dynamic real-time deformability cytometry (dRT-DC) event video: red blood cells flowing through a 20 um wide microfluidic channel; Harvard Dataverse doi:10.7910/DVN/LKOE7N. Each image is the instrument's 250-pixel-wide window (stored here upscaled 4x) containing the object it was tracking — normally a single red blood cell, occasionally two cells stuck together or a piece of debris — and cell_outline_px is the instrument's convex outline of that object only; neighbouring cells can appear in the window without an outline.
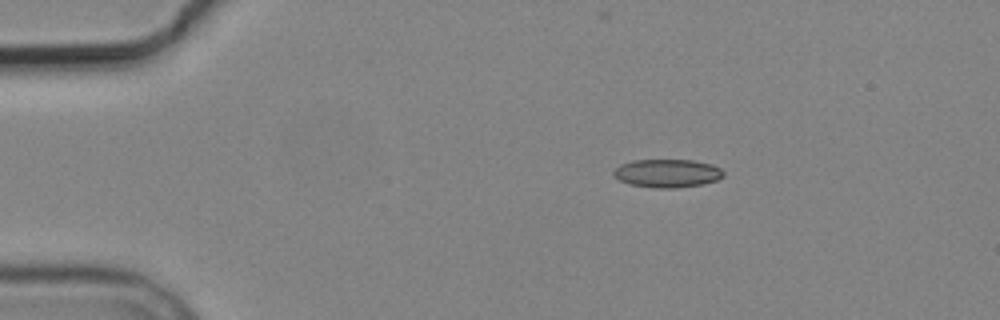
{"species": "common noctule bat (a hibernating species)", "species_latin": "Nyctalus noctula", "temperature_condition": "cold", "stored_images_in_passage": 3, "camera_frame_rate_fps": 3000, "um_per_image_px": 0.085, "animal": {"sex": "male", "body_mass_g": 19.2, "forearm_length_mm": 51.8}, "frame": {"image": 1, "passage_image": 1, "time_ms": 0.0, "image_size_px": [1000, 320], "cell_outline_px": [[724, 176], [716, 180], [704, 184], [676, 188], [652, 188], [628, 184], [612, 176], [612, 172], [620, 164], [632, 160], [692, 160], [712, 164], [720, 168], [724, 172]], "centroid_in_image_um": [56.7, 14.73], "position_along_channel_um": 28.3, "area_um2": 18.32}}